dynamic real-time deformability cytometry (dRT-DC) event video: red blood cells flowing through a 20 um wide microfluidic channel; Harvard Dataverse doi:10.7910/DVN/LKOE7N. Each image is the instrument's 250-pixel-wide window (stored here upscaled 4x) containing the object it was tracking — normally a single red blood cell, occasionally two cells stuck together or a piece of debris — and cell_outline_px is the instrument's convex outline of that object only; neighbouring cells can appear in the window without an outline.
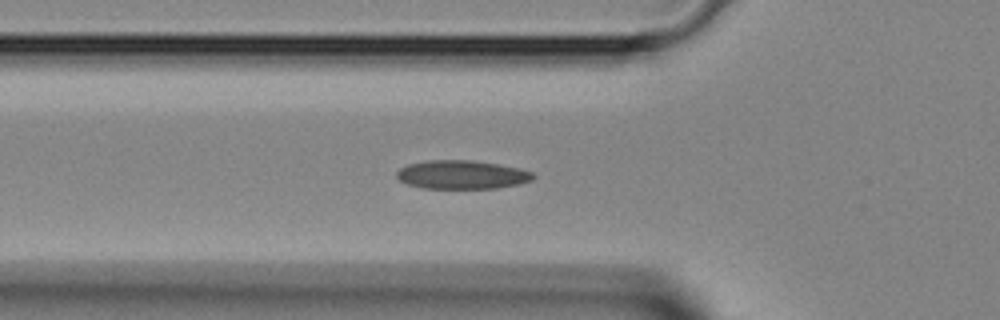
{"species": "Egyptian fruit bat (a non-hibernating species)", "species_latin": "Rousettus aegyptiacus", "temperature_condition": "room temperature", "stored_images_in_passage": 35, "camera_frame_rate_fps": 3000, "um_per_image_px": 0.085, "animal": {"sex": "female"}, "frame": {"image": 1, "passage_image": 9, "time_ms": 2.667, "image_size_px": [1000, 320], "cell_outline_px": [[536, 176], [532, 180], [516, 184], [496, 188], [420, 188], [408, 184], [400, 180], [396, 176], [396, 172], [400, 168], [408, 164], [428, 160], [472, 160], [520, 168], [532, 172]], "centroid_in_image_um": [39.24, 14.84], "position_along_channel_um": 86.6, "area_um2": 22.66}}
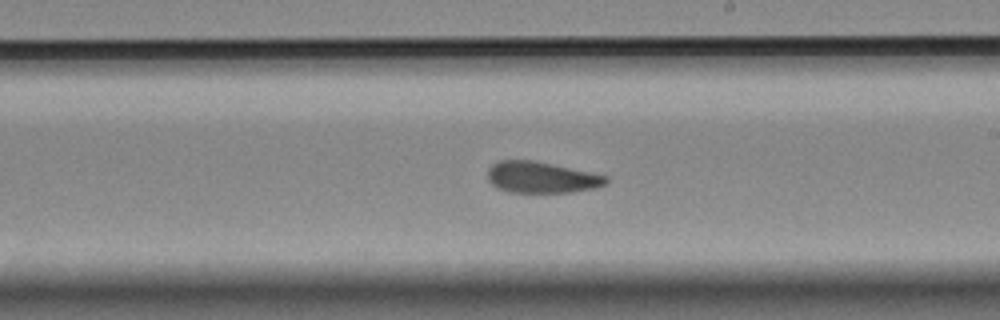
{"frame": {"image": 2, "passage_image": 19, "time_ms": 6.0, "image_size_px": [1000, 320], "cell_outline_px": [[608, 180], [604, 184], [596, 188], [572, 192], [508, 192], [496, 188], [488, 180], [488, 168], [492, 164], [500, 160], [532, 160], [552, 164], [608, 176]], "centroid_in_image_um": [45.99, 15.08], "position_along_channel_um": 243.0, "area_um2": 21.5}}
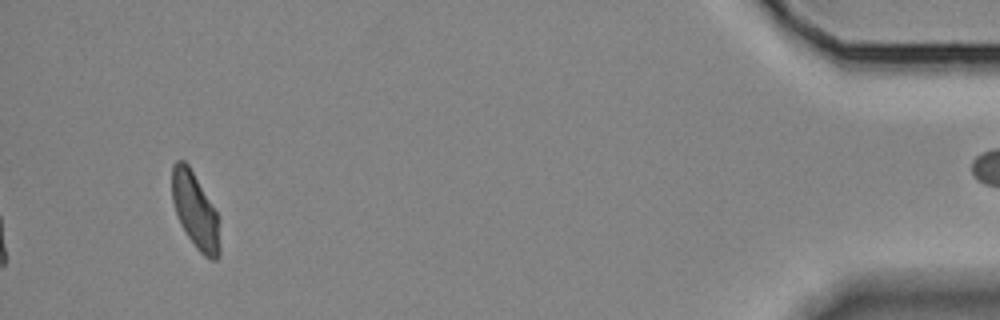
{"frame": {"image": 3, "passage_image": 35, "time_ms": 11.333, "image_size_px": [1000, 320], "cell_outline_px": [[220, 256], [216, 260], [212, 260], [204, 256], [196, 248], [180, 224], [172, 200], [172, 164], [176, 160], [184, 160], [188, 164], [216, 212], [220, 248]], "centroid_in_image_um": [16.57, 17.92], "position_along_channel_um": 418.6, "area_um2": 20.69}}